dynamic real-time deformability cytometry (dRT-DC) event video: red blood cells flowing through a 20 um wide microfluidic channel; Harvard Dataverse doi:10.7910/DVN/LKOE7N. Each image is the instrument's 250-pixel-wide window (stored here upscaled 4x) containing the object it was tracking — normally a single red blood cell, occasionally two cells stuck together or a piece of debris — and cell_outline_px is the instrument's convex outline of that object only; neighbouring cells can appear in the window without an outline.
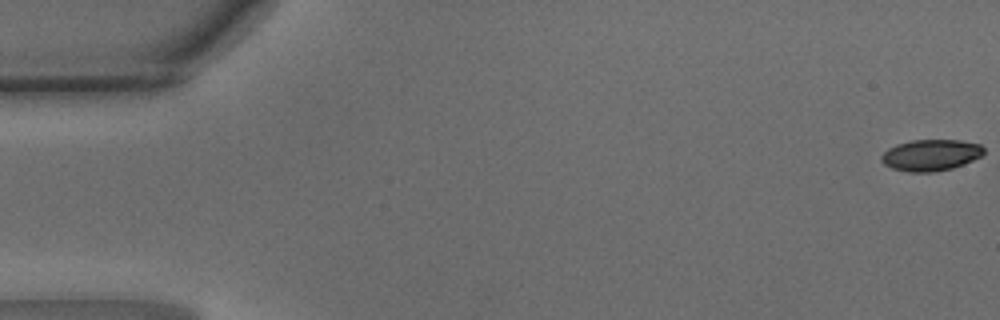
{"species": "common noctule bat (a hibernating species)", "species_latin": "Nyctalus noctula", "temperature_condition": "warm", "stored_images_in_passage": 49, "camera_frame_rate_fps": 3000, "um_per_image_px": 0.085, "animal": {"sex": "male", "body_mass_g": 15.6}, "frame": {"image": 1, "passage_image": 1, "time_ms": 0.0, "image_size_px": [1000, 320], "cell_outline_px": [[984, 152], [980, 156], [964, 164], [952, 168], [932, 172], [908, 172], [892, 168], [884, 164], [880, 160], [880, 156], [888, 148], [896, 144], [912, 140], [960, 140], [980, 144], [984, 148]], "centroid_in_image_um": [79.09, 13.18], "position_along_channel_um": 5.9, "area_um2": 18.73}}
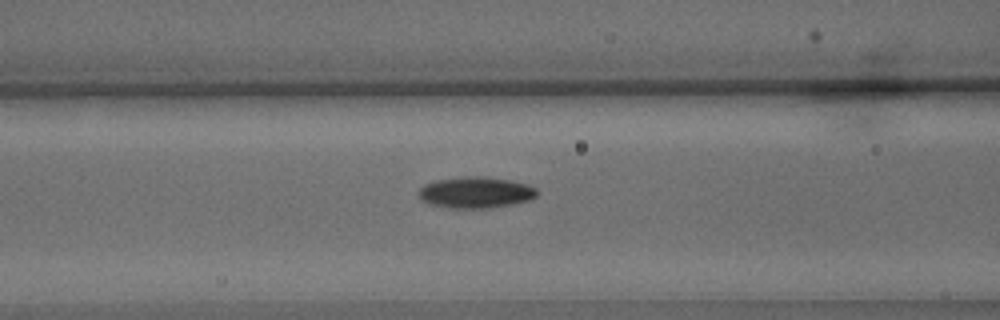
{"frame": {"image": 2, "passage_image": 20, "time_ms": 6.333, "image_size_px": [1000, 320], "cell_outline_px": [[540, 192], [536, 196], [528, 200], [512, 204], [484, 208], [452, 208], [432, 204], [420, 200], [420, 188], [424, 184], [436, 180], [460, 176], [484, 176], [512, 180], [528, 184], [536, 188]], "centroid_in_image_um": [40.46, 16.34], "position_along_channel_um": 126.1, "area_um2": 21.62}}
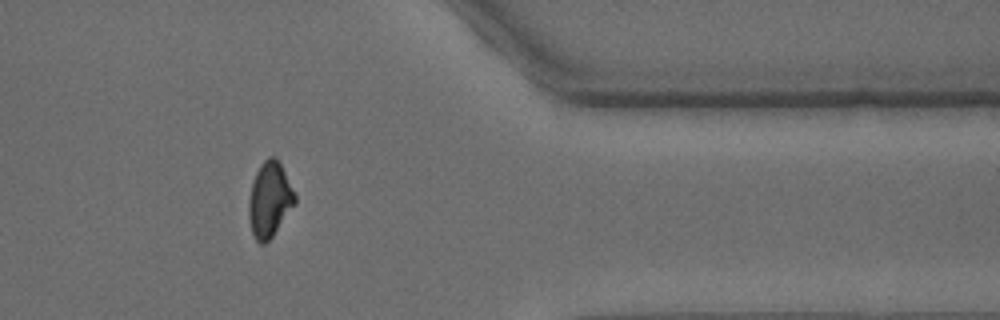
{"frame": {"image": 3, "passage_image": 40, "time_ms": 13.0, "image_size_px": [1000, 320], "cell_outline_px": [[296, 204], [272, 236], [264, 244], [260, 244], [256, 240], [252, 232], [248, 220], [248, 200], [252, 184], [256, 172], [260, 164], [268, 156], [276, 156], [296, 196]], "centroid_in_image_um": [22.9, 16.97], "position_along_channel_um": 388.5, "area_um2": 20.17}, "authors_computed_cell_mechanics": {"area_um2": 20.1144, "velocity_mm_per_s": 4.2231, "shape_relaxation_time_tau1_ms": 3.3166, "shape_relaxation_time_tau2_ms": 5.2031, "deformation_change_tau1": 0.1348, "deformation_change_tau2": 0.1072}}